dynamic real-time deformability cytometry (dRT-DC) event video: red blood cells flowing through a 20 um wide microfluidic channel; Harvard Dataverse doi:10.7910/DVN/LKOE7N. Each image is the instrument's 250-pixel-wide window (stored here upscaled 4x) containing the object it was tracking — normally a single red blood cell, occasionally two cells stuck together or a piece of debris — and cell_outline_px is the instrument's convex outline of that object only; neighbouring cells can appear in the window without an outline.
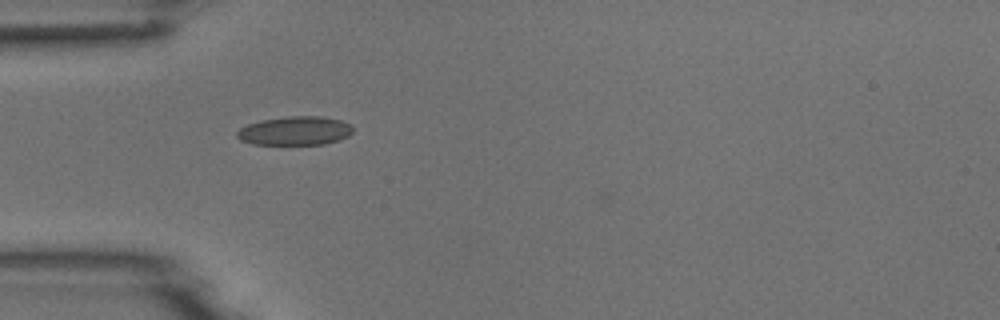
{"species": "common noctule bat (a hibernating species)", "species_latin": "Nyctalus noctula", "temperature_condition": "room temperature", "stored_images_in_passage": 4, "camera_frame_rate_fps": 3000, "um_per_image_px": 0.085, "animal": {"sex": "male", "body_mass_g": 18.8}, "frame": {"image": 1, "passage_image": 1, "time_ms": 0.0, "image_size_px": [1000, 320], "cell_outline_px": [[352, 132], [348, 136], [340, 140], [324, 144], [252, 144], [240, 140], [236, 136], [236, 132], [240, 128], [248, 124], [260, 120], [288, 116], [320, 116], [340, 120], [352, 124]], "centroid_in_image_um": [25.07, 11.11], "position_along_channel_um": 59.9, "area_um2": 19.54}}